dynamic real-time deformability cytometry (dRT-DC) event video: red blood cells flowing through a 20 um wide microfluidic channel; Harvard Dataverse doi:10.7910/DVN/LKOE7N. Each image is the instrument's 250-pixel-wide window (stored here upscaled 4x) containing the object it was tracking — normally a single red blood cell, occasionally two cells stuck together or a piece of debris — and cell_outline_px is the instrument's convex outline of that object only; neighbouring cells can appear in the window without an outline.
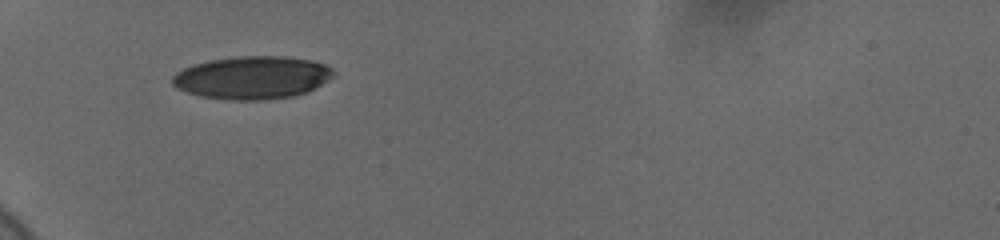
{"species": "human", "species_latin": "Homo sapiens", "temperature_condition": "cold", "stored_images_in_passage": 37, "camera_frame_rate_fps": 3000, "um_per_image_px": 0.085, "donor": {"sex": "female"}, "frame": {"image": 1, "passage_image": 1, "time_ms": 0.0, "image_size_px": [1000, 240], "cell_outline_px": [[336, 76], [308, 92], [292, 96], [264, 100], [228, 100], [200, 96], [176, 88], [172, 84], [172, 76], [176, 72], [192, 64], [208, 60], [236, 56], [284, 56], [308, 60], [324, 64], [332, 68], [336, 72]], "centroid_in_image_um": [21.45, 6.59], "position_along_channel_um": 63.6, "area_um2": 40.58}}
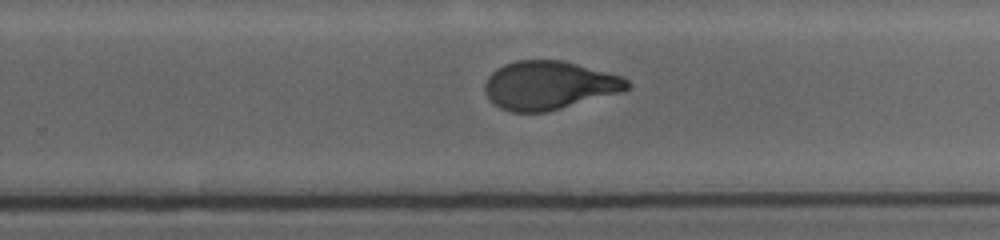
{"frame": {"image": 2, "passage_image": 20, "time_ms": 6.333, "image_size_px": [1000, 240], "cell_outline_px": [[632, 88], [620, 92], [560, 108], [544, 112], [512, 112], [500, 108], [484, 92], [484, 84], [488, 76], [496, 68], [504, 64], [516, 60], [564, 60], [624, 76], [632, 84]], "centroid_in_image_um": [46.69, 7.23], "position_along_channel_um": 283.1, "area_um2": 40.29}}
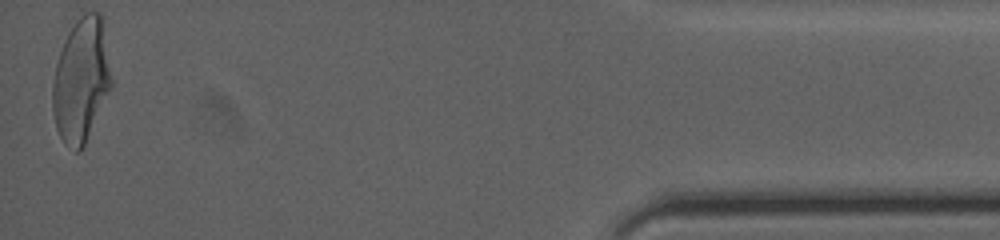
{"frame": {"image": 3, "passage_image": 37, "time_ms": 12.0, "image_size_px": [1000, 240], "cell_outline_px": [[112, 88], [80, 152], [76, 152], [64, 144], [56, 128], [52, 108], [52, 84], [56, 64], [60, 52], [68, 32], [76, 20], [84, 12], [100, 12], [104, 20], [112, 80]], "centroid_in_image_um": [6.92, 6.79], "position_along_channel_um": 428.3, "area_um2": 42.83}, "authors_computed_cell_mechanics": {"area_um2": 41.0958, "velocity_mm_per_s": 3.6901, "shape_relaxation_time_tau1_ms": 4.6926, "shape_relaxation_time_tau2_ms": 0.8344, "deformation_change_tau1": 0.1798, "deformation_change_tau2": 0.056}}